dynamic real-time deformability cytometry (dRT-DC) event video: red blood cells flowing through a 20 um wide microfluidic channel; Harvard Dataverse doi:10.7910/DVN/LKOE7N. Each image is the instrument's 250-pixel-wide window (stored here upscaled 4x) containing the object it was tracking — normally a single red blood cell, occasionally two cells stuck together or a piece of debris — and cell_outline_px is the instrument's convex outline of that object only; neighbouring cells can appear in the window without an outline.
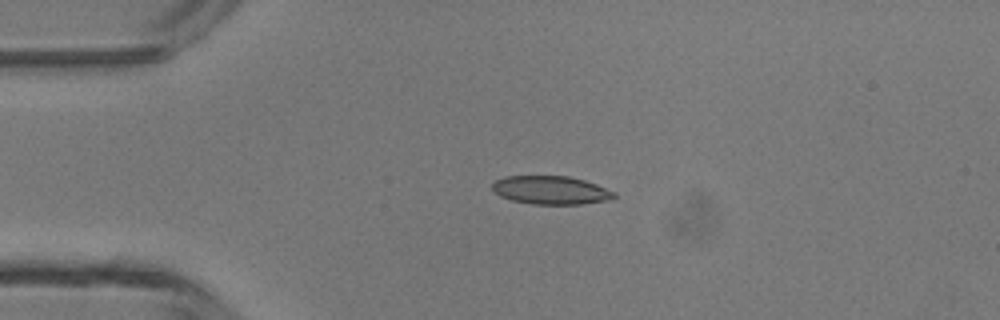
{"species": "common noctule bat (a hibernating species)", "species_latin": "Nyctalus noctula", "temperature_condition": "room temperature", "stored_images_in_passage": 37, "camera_frame_rate_fps": 3000, "um_per_image_px": 0.085, "animal": {"sex": "male", "body_mass_g": 13.3}, "frame": {"image": 1, "passage_image": 1, "time_ms": 0.0, "image_size_px": [1000, 320], "cell_outline_px": [[616, 196], [608, 200], [580, 204], [532, 204], [512, 200], [500, 196], [492, 188], [492, 184], [496, 180], [504, 176], [568, 176], [584, 180], [596, 184], [616, 192]], "centroid_in_image_um": [46.83, 16.16], "position_along_channel_um": 38.2, "area_um2": 20.06}}
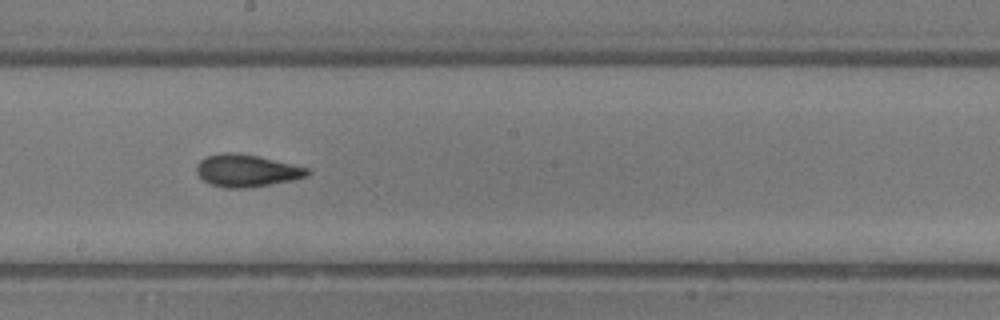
{"frame": {"image": 2, "passage_image": 16, "time_ms": 5.0, "image_size_px": [1000, 320], "cell_outline_px": [[312, 172], [308, 176], [292, 180], [244, 188], [224, 188], [212, 184], [204, 180], [196, 172], [196, 164], [200, 160], [208, 156], [220, 152], [240, 152], [260, 156], [308, 168]], "centroid_in_image_um": [20.96, 14.48], "position_along_channel_um": 227.2, "area_um2": 20.92}}
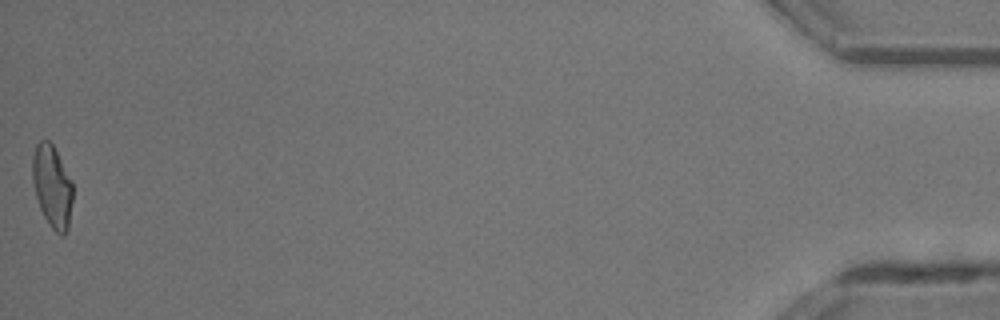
{"frame": {"image": 3, "passage_image": 37, "time_ms": 12.0, "image_size_px": [1000, 320], "cell_outline_px": [[72, 200], [68, 228], [64, 236], [60, 236], [48, 224], [40, 208], [36, 196], [32, 180], [32, 156], [36, 144], [40, 140], [48, 140], [52, 144], [72, 180]], "centroid_in_image_um": [4.43, 15.85], "position_along_channel_um": 430.8, "area_um2": 19.36}, "authors_computed_cell_mechanics": {"area_um2": 19.941, "velocity_mm_per_s": 4.3981, "shape_relaxation_time_tau1_ms": 9.9929, "shape_relaxation_time_tau2_ms": 2.0499, "deformation_change_tau1": 0.2672, "deformation_change_tau2": 0.078}}